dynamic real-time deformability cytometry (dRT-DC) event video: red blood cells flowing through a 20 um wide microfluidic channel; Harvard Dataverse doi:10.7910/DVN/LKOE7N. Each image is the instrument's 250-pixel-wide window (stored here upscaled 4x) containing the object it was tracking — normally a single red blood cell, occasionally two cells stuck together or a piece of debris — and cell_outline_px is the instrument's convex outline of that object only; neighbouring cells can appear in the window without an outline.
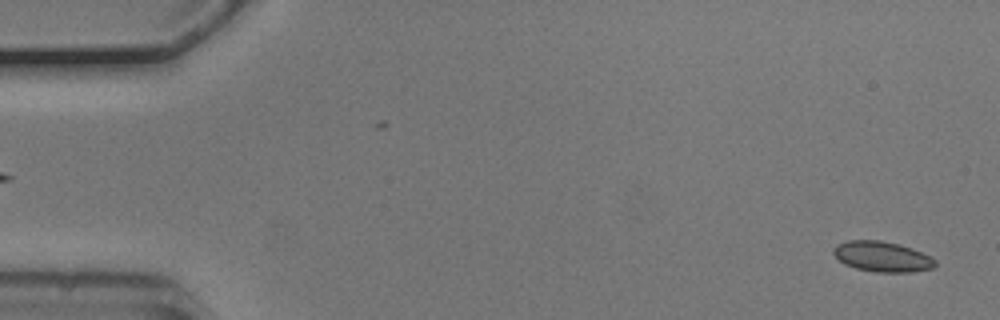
{"species": "common noctule bat (a hibernating species)", "species_latin": "Nyctalus noctula", "temperature_condition": "cold", "stored_images_in_passage": 54, "camera_frame_rate_fps": 3000, "um_per_image_px": 0.085, "animal": {"sex": "male", "body_mass_g": 20.5, "forearm_length_mm": 52.5}, "frame": {"image": 1, "passage_image": 2, "time_ms": 0.333, "image_size_px": [1000, 320], "cell_outline_px": [[936, 264], [932, 268], [908, 272], [876, 272], [856, 268], [844, 264], [832, 252], [832, 248], [836, 244], [848, 240], [880, 240], [900, 244], [912, 248], [932, 256], [936, 260]], "centroid_in_image_um": [74.98, 21.8], "position_along_channel_um": 10.0, "area_um2": 18.09}}
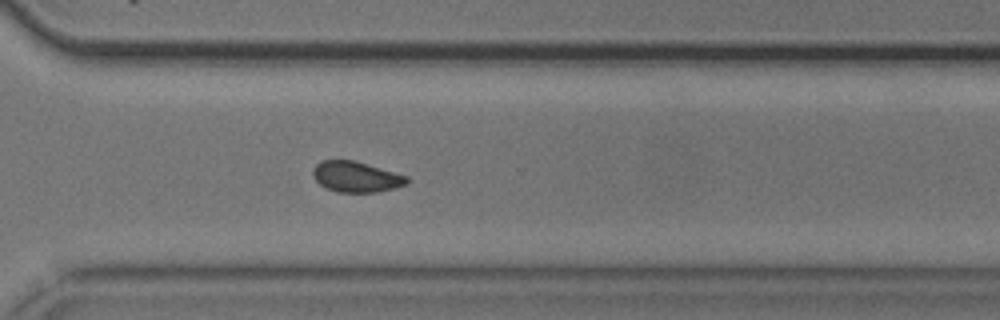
{"frame": {"image": 2, "passage_image": 39, "time_ms": 12.667, "image_size_px": [1000, 320], "cell_outline_px": [[408, 184], [396, 188], [376, 192], [336, 192], [320, 184], [312, 176], [312, 168], [320, 160], [356, 160], [408, 176]], "centroid_in_image_um": [30.27, 15.02], "position_along_channel_um": 340.3, "area_um2": 16.99}}
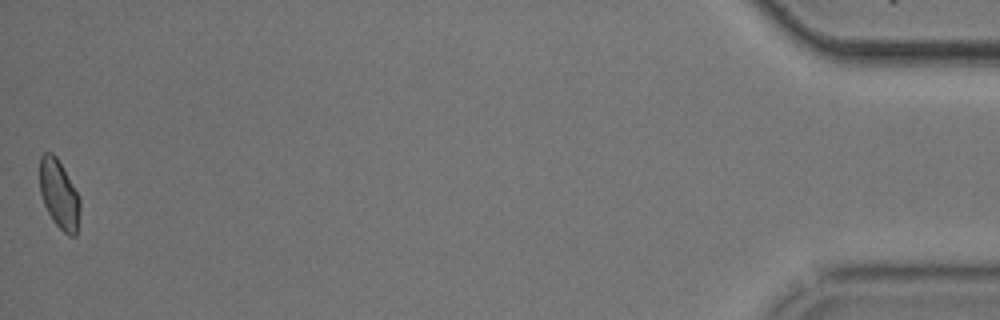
{"frame": {"image": 3, "passage_image": 54, "time_ms": 17.667, "image_size_px": [1000, 320], "cell_outline_px": [[80, 212], [76, 236], [68, 236], [52, 220], [44, 204], [40, 192], [40, 156], [44, 152], [52, 152], [56, 156], [80, 196]], "centroid_in_image_um": [5.03, 16.52], "position_along_channel_um": 430.2, "area_um2": 16.24}, "authors_computed_cell_mechanics": {"area_um2": 17.1377, "velocity_mm_per_s": 3.7167, "shape_relaxation_time_tau1_ms": 4.8031, "shape_relaxation_time_tau2_ms": 1.252, "deformation_change_tau1": 0.0595, "deformation_change_tau2": 0.0507}}